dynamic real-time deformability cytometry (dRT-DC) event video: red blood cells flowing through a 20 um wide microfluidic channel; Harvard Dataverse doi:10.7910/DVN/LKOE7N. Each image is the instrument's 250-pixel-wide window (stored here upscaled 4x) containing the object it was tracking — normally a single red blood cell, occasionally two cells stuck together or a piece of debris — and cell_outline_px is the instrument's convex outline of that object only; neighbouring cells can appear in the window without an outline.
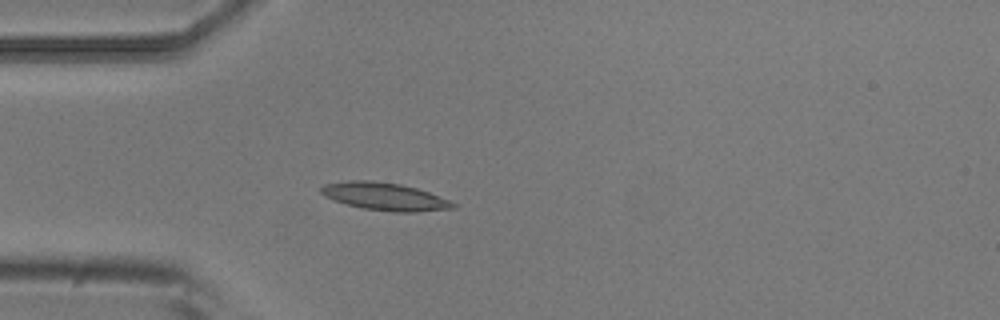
{"species": "common noctule bat (a hibernating species)", "species_latin": "Nyctalus noctula", "temperature_condition": "room temperature", "stored_images_in_passage": 5, "camera_frame_rate_fps": 3000, "um_per_image_px": 0.085, "animal": {"sex": "male", "body_mass_g": 20.5, "forearm_length_mm": 52.5}, "frame": {"image": 1, "passage_image": 5, "time_ms": 1.333, "image_size_px": [1000, 320], "cell_outline_px": [[456, 208], [416, 212], [392, 212], [364, 208], [332, 200], [324, 196], [320, 192], [320, 188], [324, 184], [348, 180], [372, 180], [400, 184], [416, 188], [428, 192], [448, 200], [456, 204]], "centroid_in_image_um": [32.67, 16.7], "position_along_channel_um": 52.3, "area_um2": 21.21}}